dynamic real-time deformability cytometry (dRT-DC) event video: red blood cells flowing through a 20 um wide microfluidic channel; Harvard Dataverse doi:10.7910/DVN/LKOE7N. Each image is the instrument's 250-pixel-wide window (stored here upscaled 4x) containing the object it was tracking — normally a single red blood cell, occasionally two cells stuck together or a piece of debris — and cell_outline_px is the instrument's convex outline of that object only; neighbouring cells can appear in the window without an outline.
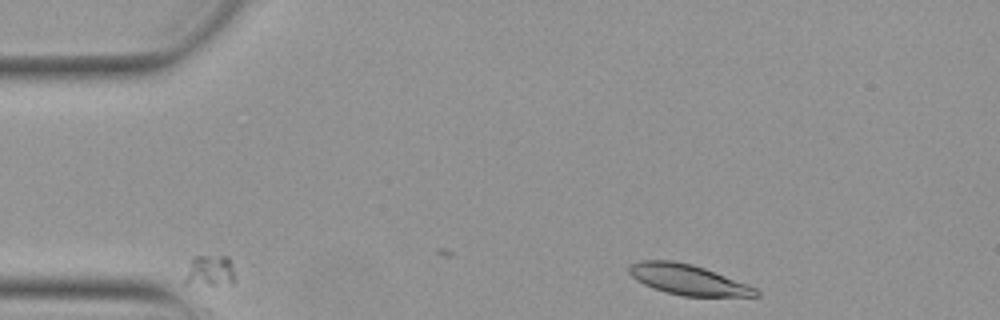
{"species": "Egyptian fruit bat (a non-hibernating species)", "species_latin": "Rousettus aegyptiacus", "temperature_condition": "warm", "stored_images_in_passage": 39, "camera_frame_rate_fps": 3000, "um_per_image_px": 0.085, "animal": {"sex": "female"}, "frame": {"image": 1, "passage_image": 1, "time_ms": 0.0, "image_size_px": [1000, 320], "cell_outline_px": [[760, 296], [684, 296], [664, 292], [652, 288], [636, 280], [628, 272], [628, 264], [640, 260], [672, 260], [692, 264], [704, 268], [748, 284], [756, 288], [760, 292]], "centroid_in_image_um": [58.44, 23.76], "position_along_channel_um": 26.6, "area_um2": 22.54}}
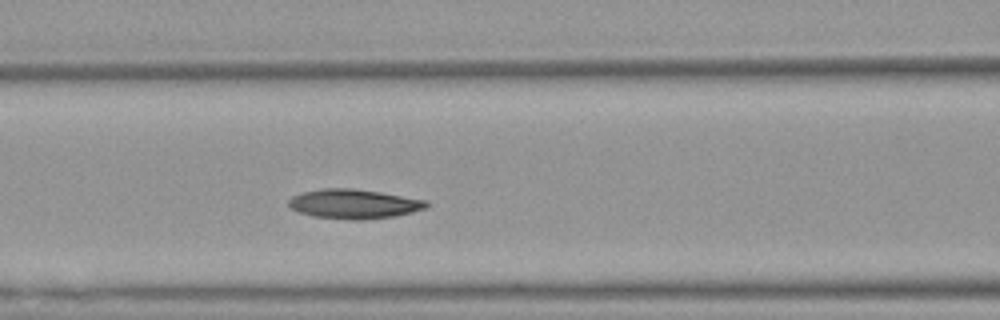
{"frame": {"image": 2, "passage_image": 15, "time_ms": 4.667, "image_size_px": [1000, 320], "cell_outline_px": [[428, 208], [396, 216], [364, 220], [352, 220], [312, 216], [300, 212], [292, 208], [288, 204], [288, 200], [292, 196], [304, 192], [324, 188], [352, 188], [380, 192], [428, 200]], "centroid_in_image_um": [30.12, 17.34], "position_along_channel_um": 136.5, "area_um2": 23.7}}
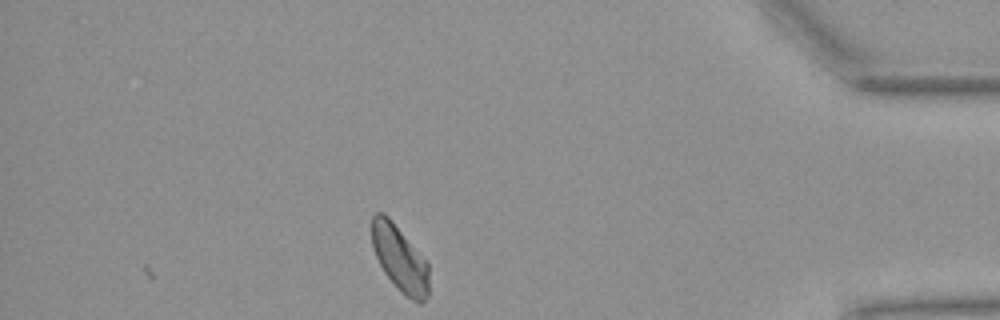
{"frame": {"image": 3, "passage_image": 39, "time_ms": 12.667, "image_size_px": [1000, 320], "cell_outline_px": [[428, 296], [420, 304], [412, 300], [384, 272], [372, 248], [372, 216], [376, 212], [384, 212], [388, 216], [428, 260]], "centroid_in_image_um": [34.0, 21.92], "position_along_channel_um": 401.2, "area_um2": 21.79}}